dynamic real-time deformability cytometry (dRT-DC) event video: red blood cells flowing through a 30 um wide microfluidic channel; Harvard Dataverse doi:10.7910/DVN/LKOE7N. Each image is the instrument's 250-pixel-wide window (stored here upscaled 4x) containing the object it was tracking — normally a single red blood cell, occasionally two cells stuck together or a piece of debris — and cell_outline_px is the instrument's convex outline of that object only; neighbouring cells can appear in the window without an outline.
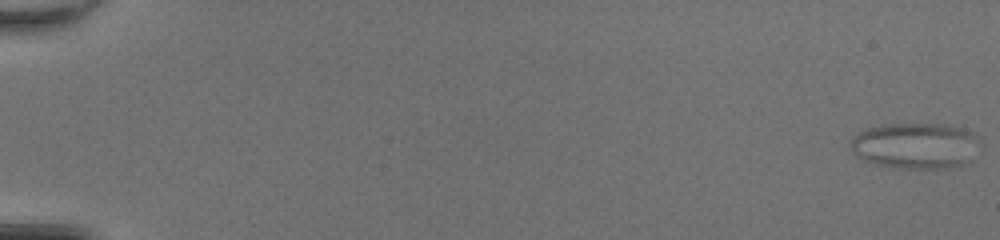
{"species": "common noctule bat (a hibernating species)", "species_latin": "Nyctalus noctula", "temperature_condition": "room temperature", "stored_images_in_passage": 51, "camera_frame_rate_fps": 3000, "um_per_image_px": 0.085, "animal": {"sex": "female", "body_mass_g": 20.0, "forearm_length_mm": 54.0}, "frame": {"image": 1, "passage_image": 1, "time_ms": 0.0, "image_size_px": [1000, 240], "cell_outline_px": [[976, 132], [972, 160], [964, 164], [944, 168], [892, 168], [872, 164], [856, 156], [852, 152], [848, 144], [860, 132], [868, 128], [880, 124], [944, 124], [964, 128]], "centroid_in_image_um": [77.75, 12.39], "position_along_channel_um": 7.2, "area_um2": 34.68}}
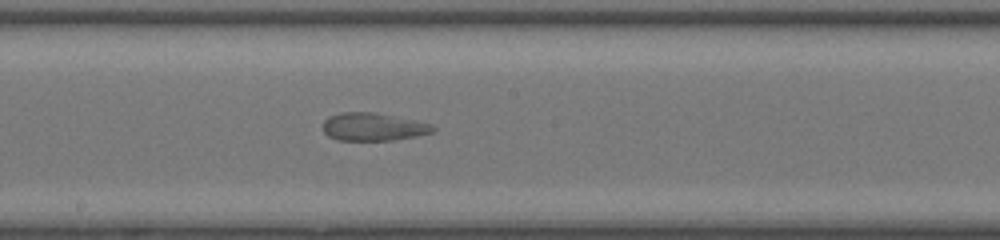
{"frame": {"image": 2, "passage_image": 30, "time_ms": 9.667, "image_size_px": [1000, 240], "cell_outline_px": [[436, 128], [432, 132], [416, 136], [392, 140], [336, 140], [328, 136], [324, 132], [324, 120], [328, 116], [340, 112], [376, 112], [416, 120], [432, 124]], "centroid_in_image_um": [31.72, 10.77], "position_along_channel_um": 216.5, "area_um2": 17.98}}
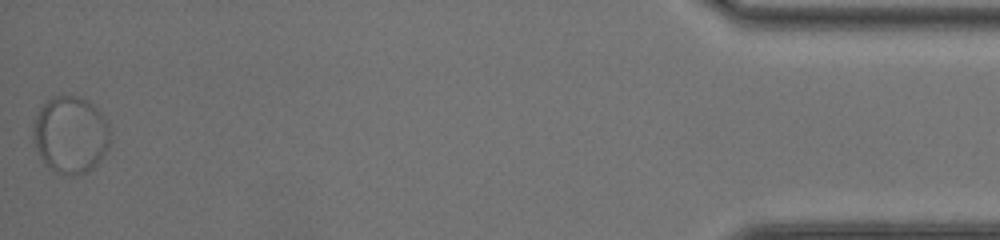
{"frame": {"image": 3, "passage_image": 51, "time_ms": 16.667, "image_size_px": [1000, 240], "cell_outline_px": [[108, 148], [100, 160], [92, 168], [76, 176], [68, 176], [56, 172], [48, 168], [44, 164], [32, 140], [32, 120], [40, 108], [52, 96], [80, 96], [88, 100], [104, 116], [108, 124]], "centroid_in_image_um": [5.95, 11.46], "position_along_channel_um": 429.3, "area_um2": 34.85}}